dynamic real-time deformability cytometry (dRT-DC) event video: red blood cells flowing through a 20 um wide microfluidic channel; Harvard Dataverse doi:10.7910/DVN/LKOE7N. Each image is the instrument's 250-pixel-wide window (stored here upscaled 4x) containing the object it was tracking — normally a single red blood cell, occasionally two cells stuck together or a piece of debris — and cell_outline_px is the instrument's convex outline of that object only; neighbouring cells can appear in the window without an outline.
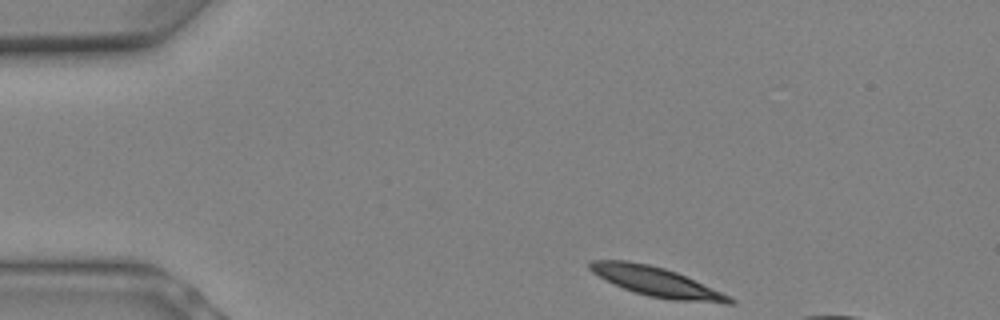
{"species": "Egyptian fruit bat (a non-hibernating species)", "species_latin": "Rousettus aegyptiacus", "temperature_condition": "warm", "stored_images_in_passage": 5, "segment_of_instrument_passage": [1, 2], "camera_frame_rate_fps": 3000, "um_per_image_px": 0.085, "animal": {"sex": "female"}, "frame": {"image": 1, "passage_image": 1, "time_ms": 0.0, "image_size_px": [1000, 320], "cell_outline_px": [[736, 304], [724, 304], [672, 300], [648, 296], [624, 288], [592, 272], [588, 268], [588, 264], [592, 260], [628, 260], [648, 264], [664, 268], [676, 272], [720, 292], [736, 300]], "centroid_in_image_um": [55.82, 23.96], "position_along_channel_um": 29.2, "area_um2": 23.58}}